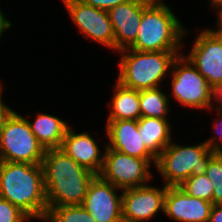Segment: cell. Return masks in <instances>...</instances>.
I'll return each instance as SVG.
<instances>
[{
    "instance_id": "1",
    "label": "cell",
    "mask_w": 222,
    "mask_h": 222,
    "mask_svg": "<svg viewBox=\"0 0 222 222\" xmlns=\"http://www.w3.org/2000/svg\"><path fill=\"white\" fill-rule=\"evenodd\" d=\"M48 208L82 205L92 171L76 163L62 149H47L42 160Z\"/></svg>"
},
{
    "instance_id": "2",
    "label": "cell",
    "mask_w": 222,
    "mask_h": 222,
    "mask_svg": "<svg viewBox=\"0 0 222 222\" xmlns=\"http://www.w3.org/2000/svg\"><path fill=\"white\" fill-rule=\"evenodd\" d=\"M0 197L18 207L30 220L44 221L48 204L42 164L2 161Z\"/></svg>"
},
{
    "instance_id": "3",
    "label": "cell",
    "mask_w": 222,
    "mask_h": 222,
    "mask_svg": "<svg viewBox=\"0 0 222 222\" xmlns=\"http://www.w3.org/2000/svg\"><path fill=\"white\" fill-rule=\"evenodd\" d=\"M164 0H144V11L135 42L136 51H181L186 30ZM181 49V50H180Z\"/></svg>"
},
{
    "instance_id": "4",
    "label": "cell",
    "mask_w": 222,
    "mask_h": 222,
    "mask_svg": "<svg viewBox=\"0 0 222 222\" xmlns=\"http://www.w3.org/2000/svg\"><path fill=\"white\" fill-rule=\"evenodd\" d=\"M118 52L121 58L116 81L138 91L161 87L174 60L182 54L180 51H136L129 48Z\"/></svg>"
},
{
    "instance_id": "5",
    "label": "cell",
    "mask_w": 222,
    "mask_h": 222,
    "mask_svg": "<svg viewBox=\"0 0 222 222\" xmlns=\"http://www.w3.org/2000/svg\"><path fill=\"white\" fill-rule=\"evenodd\" d=\"M216 153L206 143L184 146L171 142L157 157L156 170L165 186H180L190 176L205 174L210 158Z\"/></svg>"
},
{
    "instance_id": "6",
    "label": "cell",
    "mask_w": 222,
    "mask_h": 222,
    "mask_svg": "<svg viewBox=\"0 0 222 222\" xmlns=\"http://www.w3.org/2000/svg\"><path fill=\"white\" fill-rule=\"evenodd\" d=\"M171 96L182 107L214 109V89L184 55H178L171 67Z\"/></svg>"
},
{
    "instance_id": "7",
    "label": "cell",
    "mask_w": 222,
    "mask_h": 222,
    "mask_svg": "<svg viewBox=\"0 0 222 222\" xmlns=\"http://www.w3.org/2000/svg\"><path fill=\"white\" fill-rule=\"evenodd\" d=\"M28 120L14 111L5 122L0 134L2 161L42 164L46 150L34 136Z\"/></svg>"
},
{
    "instance_id": "8",
    "label": "cell",
    "mask_w": 222,
    "mask_h": 222,
    "mask_svg": "<svg viewBox=\"0 0 222 222\" xmlns=\"http://www.w3.org/2000/svg\"><path fill=\"white\" fill-rule=\"evenodd\" d=\"M103 166L98 174L101 178L121 190L146 185L152 179L150 171L156 159H141L104 147Z\"/></svg>"
},
{
    "instance_id": "9",
    "label": "cell",
    "mask_w": 222,
    "mask_h": 222,
    "mask_svg": "<svg viewBox=\"0 0 222 222\" xmlns=\"http://www.w3.org/2000/svg\"><path fill=\"white\" fill-rule=\"evenodd\" d=\"M215 90L222 85V28L204 29L185 55Z\"/></svg>"
},
{
    "instance_id": "10",
    "label": "cell",
    "mask_w": 222,
    "mask_h": 222,
    "mask_svg": "<svg viewBox=\"0 0 222 222\" xmlns=\"http://www.w3.org/2000/svg\"><path fill=\"white\" fill-rule=\"evenodd\" d=\"M71 20L79 31L92 42L115 50V34L108 12L82 3L80 0H63Z\"/></svg>"
},
{
    "instance_id": "11",
    "label": "cell",
    "mask_w": 222,
    "mask_h": 222,
    "mask_svg": "<svg viewBox=\"0 0 222 222\" xmlns=\"http://www.w3.org/2000/svg\"><path fill=\"white\" fill-rule=\"evenodd\" d=\"M168 186L143 185L122 191L123 222H147L159 211L164 212V200Z\"/></svg>"
},
{
    "instance_id": "12",
    "label": "cell",
    "mask_w": 222,
    "mask_h": 222,
    "mask_svg": "<svg viewBox=\"0 0 222 222\" xmlns=\"http://www.w3.org/2000/svg\"><path fill=\"white\" fill-rule=\"evenodd\" d=\"M122 191L96 175L91 180L82 206L96 222H123Z\"/></svg>"
},
{
    "instance_id": "13",
    "label": "cell",
    "mask_w": 222,
    "mask_h": 222,
    "mask_svg": "<svg viewBox=\"0 0 222 222\" xmlns=\"http://www.w3.org/2000/svg\"><path fill=\"white\" fill-rule=\"evenodd\" d=\"M213 203L188 195L179 186H169L164 214L177 222H208Z\"/></svg>"
},
{
    "instance_id": "14",
    "label": "cell",
    "mask_w": 222,
    "mask_h": 222,
    "mask_svg": "<svg viewBox=\"0 0 222 222\" xmlns=\"http://www.w3.org/2000/svg\"><path fill=\"white\" fill-rule=\"evenodd\" d=\"M143 11L144 0H129L107 11L115 34V52L135 42Z\"/></svg>"
},
{
    "instance_id": "15",
    "label": "cell",
    "mask_w": 222,
    "mask_h": 222,
    "mask_svg": "<svg viewBox=\"0 0 222 222\" xmlns=\"http://www.w3.org/2000/svg\"><path fill=\"white\" fill-rule=\"evenodd\" d=\"M106 147L141 159H157L142 142L137 120H106Z\"/></svg>"
},
{
    "instance_id": "16",
    "label": "cell",
    "mask_w": 222,
    "mask_h": 222,
    "mask_svg": "<svg viewBox=\"0 0 222 222\" xmlns=\"http://www.w3.org/2000/svg\"><path fill=\"white\" fill-rule=\"evenodd\" d=\"M88 132L76 133L71 126L66 130L60 149L69 155L76 163L98 175L103 166L104 150ZM103 153V154H102Z\"/></svg>"
},
{
    "instance_id": "17",
    "label": "cell",
    "mask_w": 222,
    "mask_h": 222,
    "mask_svg": "<svg viewBox=\"0 0 222 222\" xmlns=\"http://www.w3.org/2000/svg\"><path fill=\"white\" fill-rule=\"evenodd\" d=\"M137 123L142 142L157 158L173 139L169 119L140 117Z\"/></svg>"
},
{
    "instance_id": "18",
    "label": "cell",
    "mask_w": 222,
    "mask_h": 222,
    "mask_svg": "<svg viewBox=\"0 0 222 222\" xmlns=\"http://www.w3.org/2000/svg\"><path fill=\"white\" fill-rule=\"evenodd\" d=\"M30 129L45 150L60 148L70 124L60 117L39 113L33 122L28 121Z\"/></svg>"
},
{
    "instance_id": "19",
    "label": "cell",
    "mask_w": 222,
    "mask_h": 222,
    "mask_svg": "<svg viewBox=\"0 0 222 222\" xmlns=\"http://www.w3.org/2000/svg\"><path fill=\"white\" fill-rule=\"evenodd\" d=\"M114 90L107 120H138L141 117L139 91L127 88L117 81Z\"/></svg>"
},
{
    "instance_id": "20",
    "label": "cell",
    "mask_w": 222,
    "mask_h": 222,
    "mask_svg": "<svg viewBox=\"0 0 222 222\" xmlns=\"http://www.w3.org/2000/svg\"><path fill=\"white\" fill-rule=\"evenodd\" d=\"M169 97L160 87L139 91L141 117L169 119Z\"/></svg>"
},
{
    "instance_id": "21",
    "label": "cell",
    "mask_w": 222,
    "mask_h": 222,
    "mask_svg": "<svg viewBox=\"0 0 222 222\" xmlns=\"http://www.w3.org/2000/svg\"><path fill=\"white\" fill-rule=\"evenodd\" d=\"M46 222H96L82 205L48 208Z\"/></svg>"
},
{
    "instance_id": "22",
    "label": "cell",
    "mask_w": 222,
    "mask_h": 222,
    "mask_svg": "<svg viewBox=\"0 0 222 222\" xmlns=\"http://www.w3.org/2000/svg\"><path fill=\"white\" fill-rule=\"evenodd\" d=\"M179 187L190 196L213 203L214 187L205 174L190 176Z\"/></svg>"
},
{
    "instance_id": "23",
    "label": "cell",
    "mask_w": 222,
    "mask_h": 222,
    "mask_svg": "<svg viewBox=\"0 0 222 222\" xmlns=\"http://www.w3.org/2000/svg\"><path fill=\"white\" fill-rule=\"evenodd\" d=\"M205 175L212 182L213 205L222 204V152H216L209 160Z\"/></svg>"
},
{
    "instance_id": "24",
    "label": "cell",
    "mask_w": 222,
    "mask_h": 222,
    "mask_svg": "<svg viewBox=\"0 0 222 222\" xmlns=\"http://www.w3.org/2000/svg\"><path fill=\"white\" fill-rule=\"evenodd\" d=\"M29 219L18 207L0 197V222H25Z\"/></svg>"
},
{
    "instance_id": "25",
    "label": "cell",
    "mask_w": 222,
    "mask_h": 222,
    "mask_svg": "<svg viewBox=\"0 0 222 222\" xmlns=\"http://www.w3.org/2000/svg\"><path fill=\"white\" fill-rule=\"evenodd\" d=\"M218 113L220 115L218 116L219 119H215L213 122V129L215 130V135L217 136H213L212 138L206 139L204 141L212 150L216 152H222V146H220L222 143V112L218 111Z\"/></svg>"
},
{
    "instance_id": "26",
    "label": "cell",
    "mask_w": 222,
    "mask_h": 222,
    "mask_svg": "<svg viewBox=\"0 0 222 222\" xmlns=\"http://www.w3.org/2000/svg\"><path fill=\"white\" fill-rule=\"evenodd\" d=\"M82 3L93 6L98 9L106 10L117 6L118 4L125 3L129 0H80Z\"/></svg>"
},
{
    "instance_id": "27",
    "label": "cell",
    "mask_w": 222,
    "mask_h": 222,
    "mask_svg": "<svg viewBox=\"0 0 222 222\" xmlns=\"http://www.w3.org/2000/svg\"><path fill=\"white\" fill-rule=\"evenodd\" d=\"M0 81V134L5 125L7 119L13 114L14 110L9 106L6 105L5 101L3 102L2 94H3V87Z\"/></svg>"
},
{
    "instance_id": "28",
    "label": "cell",
    "mask_w": 222,
    "mask_h": 222,
    "mask_svg": "<svg viewBox=\"0 0 222 222\" xmlns=\"http://www.w3.org/2000/svg\"><path fill=\"white\" fill-rule=\"evenodd\" d=\"M208 222H222V204L212 206Z\"/></svg>"
},
{
    "instance_id": "29",
    "label": "cell",
    "mask_w": 222,
    "mask_h": 222,
    "mask_svg": "<svg viewBox=\"0 0 222 222\" xmlns=\"http://www.w3.org/2000/svg\"><path fill=\"white\" fill-rule=\"evenodd\" d=\"M10 27H12L11 22L4 15V12H2V9L0 8V40L3 38V33L6 32L5 30H8Z\"/></svg>"
},
{
    "instance_id": "30",
    "label": "cell",
    "mask_w": 222,
    "mask_h": 222,
    "mask_svg": "<svg viewBox=\"0 0 222 222\" xmlns=\"http://www.w3.org/2000/svg\"><path fill=\"white\" fill-rule=\"evenodd\" d=\"M217 103L215 109L222 112V85L214 90V103ZM218 106V107H217Z\"/></svg>"
},
{
    "instance_id": "31",
    "label": "cell",
    "mask_w": 222,
    "mask_h": 222,
    "mask_svg": "<svg viewBox=\"0 0 222 222\" xmlns=\"http://www.w3.org/2000/svg\"><path fill=\"white\" fill-rule=\"evenodd\" d=\"M211 7L218 11L222 7V0H210Z\"/></svg>"
},
{
    "instance_id": "32",
    "label": "cell",
    "mask_w": 222,
    "mask_h": 222,
    "mask_svg": "<svg viewBox=\"0 0 222 222\" xmlns=\"http://www.w3.org/2000/svg\"><path fill=\"white\" fill-rule=\"evenodd\" d=\"M217 13V18H218V22H216L217 26H221L222 25V7L216 12Z\"/></svg>"
}]
</instances>
